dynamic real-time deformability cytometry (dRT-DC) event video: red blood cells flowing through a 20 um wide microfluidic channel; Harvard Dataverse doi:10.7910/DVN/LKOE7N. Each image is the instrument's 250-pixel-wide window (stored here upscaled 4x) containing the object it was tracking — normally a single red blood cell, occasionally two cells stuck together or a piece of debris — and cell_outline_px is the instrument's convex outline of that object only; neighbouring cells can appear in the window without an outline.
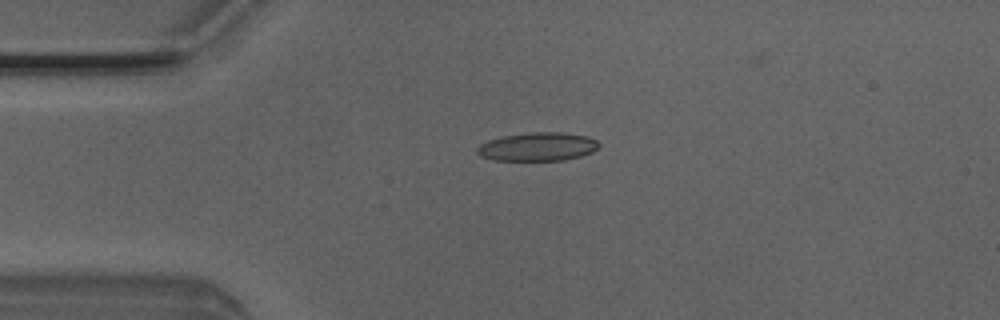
{"species": "Egyptian fruit bat (a non-hibernating species)", "species_latin": "Rousettus aegyptiacus", "temperature_condition": "room temperature", "stored_images_in_passage": 5, "camera_frame_rate_fps": 3000, "um_per_image_px": 0.085, "animal": {"sex": "male"}, "frame": {"image": 1, "passage_image": 5, "time_ms": 1.333, "image_size_px": [1000, 320], "cell_outline_px": [[600, 144], [592, 152], [580, 156], [564, 160], [492, 160], [480, 156], [476, 152], [476, 148], [480, 144], [488, 140], [500, 136], [528, 132], [560, 132], [588, 136], [596, 140]], "centroid_in_image_um": [45.66, 12.46], "position_along_channel_um": 39.3, "area_um2": 20.35}}